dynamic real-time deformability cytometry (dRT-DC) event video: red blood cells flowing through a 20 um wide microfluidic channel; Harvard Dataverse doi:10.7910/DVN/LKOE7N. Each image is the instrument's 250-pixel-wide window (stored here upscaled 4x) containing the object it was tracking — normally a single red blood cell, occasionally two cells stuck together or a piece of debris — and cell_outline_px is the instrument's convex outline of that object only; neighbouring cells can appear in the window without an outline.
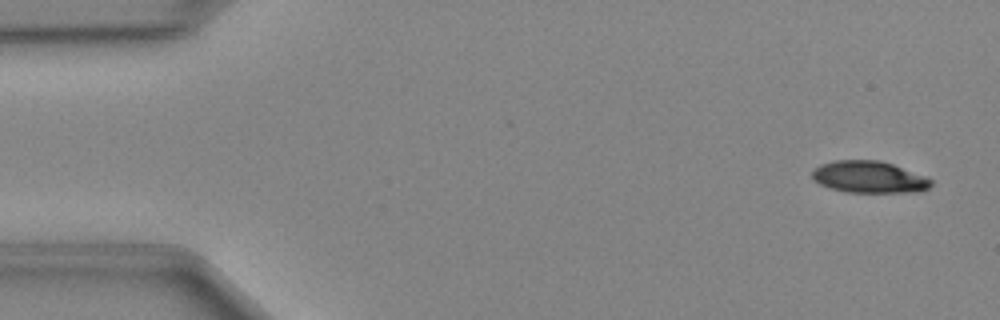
{"species": "Egyptian fruit bat (a non-hibernating species)", "species_latin": "Rousettus aegyptiacus", "temperature_condition": "cold", "stored_images_in_passage": 48, "camera_frame_rate_fps": 3000, "um_per_image_px": 0.085, "animal": {"sex": "female"}, "frame": {"image": 1, "passage_image": 2, "time_ms": 0.333, "image_size_px": [1000, 320], "cell_outline_px": [[932, 184], [928, 188], [920, 192], [844, 192], [828, 188], [812, 180], [812, 172], [820, 164], [832, 160], [880, 160], [892, 164], [924, 176], [932, 180]], "centroid_in_image_um": [73.83, 15.05], "position_along_channel_um": 11.2, "area_um2": 22.14}}
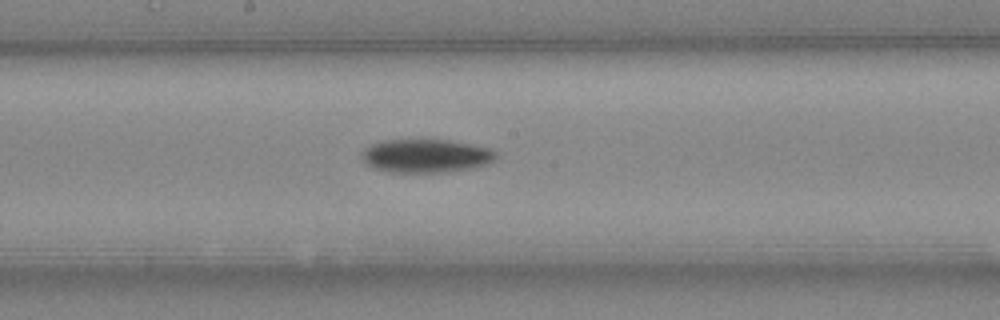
{"frame": {"image": 2, "passage_image": 25, "time_ms": 8.0, "image_size_px": [1000, 320], "cell_outline_px": [[496, 160], [488, 164], [476, 168], [448, 172], [388, 172], [372, 168], [360, 156], [360, 152], [364, 148], [380, 140], [448, 140], [492, 148], [496, 152]], "centroid_in_image_um": [36.22, 13.25], "position_along_channel_um": 212.0, "area_um2": 26.53}}
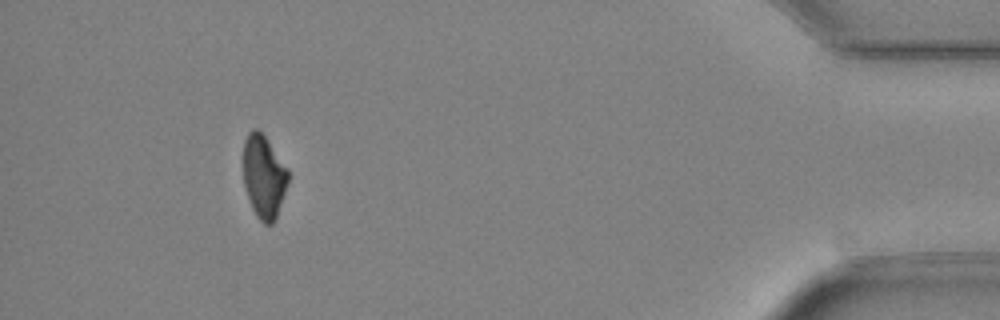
{"frame": {"image": 3, "passage_image": 44, "time_ms": 14.333, "image_size_px": [1000, 320], "cell_outline_px": [[288, 184], [276, 220], [272, 224], [264, 224], [256, 216], [252, 208], [244, 184], [244, 140], [248, 132], [252, 128], [256, 128], [264, 136], [288, 168]], "centroid_in_image_um": [22.44, 15.03], "position_along_channel_um": 412.8, "area_um2": 21.68}}